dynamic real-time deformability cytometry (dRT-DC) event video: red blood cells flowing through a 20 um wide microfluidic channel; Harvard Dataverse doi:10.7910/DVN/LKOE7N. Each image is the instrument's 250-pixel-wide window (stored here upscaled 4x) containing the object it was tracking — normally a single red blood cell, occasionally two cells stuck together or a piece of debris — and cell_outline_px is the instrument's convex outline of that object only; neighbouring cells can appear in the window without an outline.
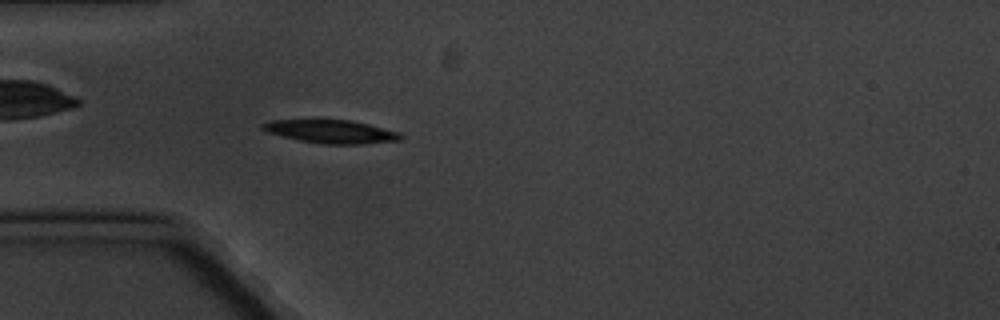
{"species": "common noctule bat (a hibernating species)", "species_latin": "Nyctalus noctula", "temperature_condition": "cold", "stored_images_in_passage": 4, "camera_frame_rate_fps": 3000, "um_per_image_px": 0.085, "animal": {"sex": "male", "body_mass_g": 20.1, "forearm_length_mm": 53.5}, "frame": {"image": 1, "passage_image": 4, "time_ms": 3.667, "image_size_px": [1000, 320], "cell_outline_px": [[404, 136], [400, 140], [360, 144], [320, 144], [300, 140], [268, 132], [260, 128], [260, 124], [272, 120], [348, 120], [368, 124], [400, 132]], "centroid_in_image_um": [28.16, 11.18], "position_along_channel_um": 56.8, "area_um2": 18.55}}